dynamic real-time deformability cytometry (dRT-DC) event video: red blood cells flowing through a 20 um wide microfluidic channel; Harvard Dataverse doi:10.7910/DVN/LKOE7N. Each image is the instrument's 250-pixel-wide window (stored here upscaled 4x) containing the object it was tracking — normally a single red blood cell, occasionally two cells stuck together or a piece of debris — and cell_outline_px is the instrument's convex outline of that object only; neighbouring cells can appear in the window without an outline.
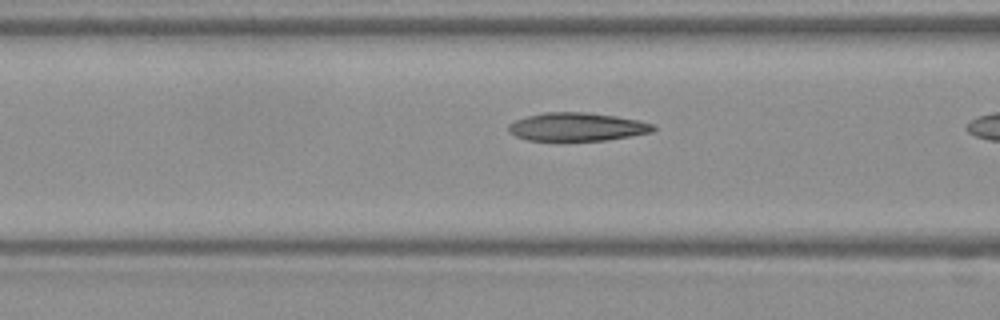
{"species": "Egyptian fruit bat (a non-hibernating species)", "species_latin": "Rousettus aegyptiacus", "temperature_condition": "warm", "stored_images_in_passage": 9, "camera_frame_rate_fps": 3000, "um_per_image_px": 0.085, "frame": {"image": 1, "passage_image": 8, "time_ms": 2.333, "image_size_px": [1000, 320], "cell_outline_px": [[656, 128], [652, 132], [632, 136], [604, 140], [528, 140], [516, 136], [508, 132], [508, 124], [516, 120], [528, 116], [544, 112], [584, 112], [616, 116], [640, 120], [652, 124]], "centroid_in_image_um": [49.05, 10.78], "position_along_channel_um": 117.5, "area_um2": 23.76}}